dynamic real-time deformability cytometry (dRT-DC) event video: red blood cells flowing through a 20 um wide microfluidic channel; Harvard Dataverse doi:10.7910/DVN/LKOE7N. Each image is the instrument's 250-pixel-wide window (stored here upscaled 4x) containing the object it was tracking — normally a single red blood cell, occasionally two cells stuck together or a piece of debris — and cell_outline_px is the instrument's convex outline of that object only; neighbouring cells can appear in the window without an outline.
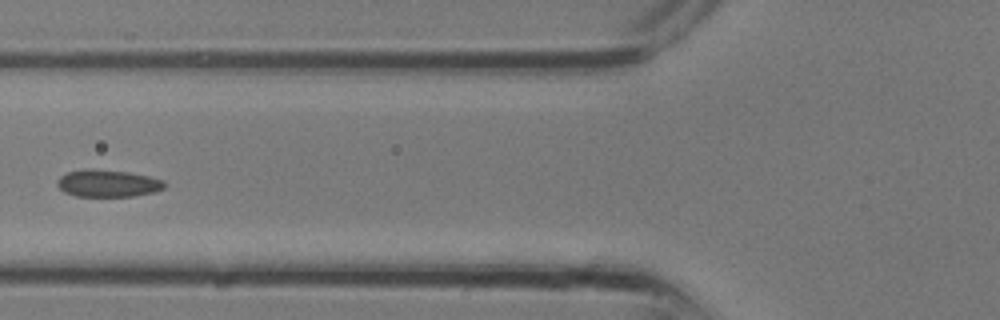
{"species": "common noctule bat (a hibernating species)", "species_latin": "Nyctalus noctula", "temperature_condition": "room temperature", "stored_images_in_passage": 23, "camera_frame_rate_fps": 3000, "um_per_image_px": 0.085, "animal": {"sex": "male", "body_mass_g": 13.3}, "frame": {"image": 1, "passage_image": 8, "time_ms": 2.333, "image_size_px": [1000, 320], "cell_outline_px": [[168, 184], [164, 188], [152, 192], [132, 196], [76, 196], [64, 192], [56, 184], [56, 180], [60, 176], [68, 172], [84, 168], [92, 168], [128, 172], [148, 176], [164, 180]], "centroid_in_image_um": [9.15, 15.57], "position_along_channel_um": 116.7, "area_um2": 17.11}}
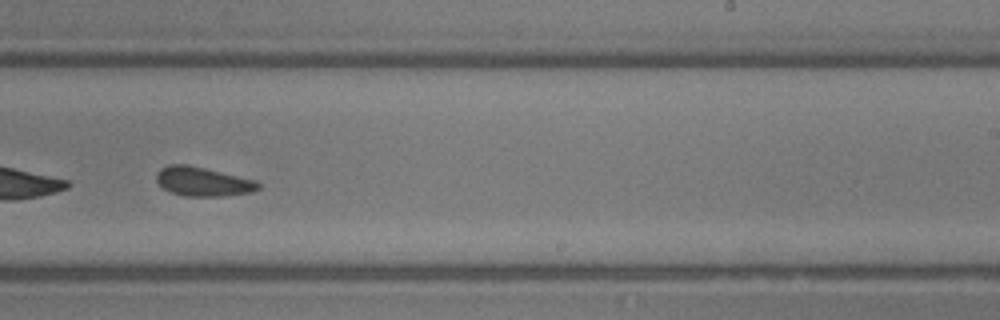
{"frame": {"image": 2, "passage_image": 15, "time_ms": 4.667, "image_size_px": [1000, 320], "cell_outline_px": [[260, 188], [252, 192], [224, 196], [184, 196], [172, 192], [164, 188], [156, 180], [156, 172], [160, 168], [168, 164], [188, 164], [256, 180], [260, 184]], "centroid_in_image_um": [17.24, 15.42], "position_along_channel_um": 271.8, "area_um2": 17.34}}
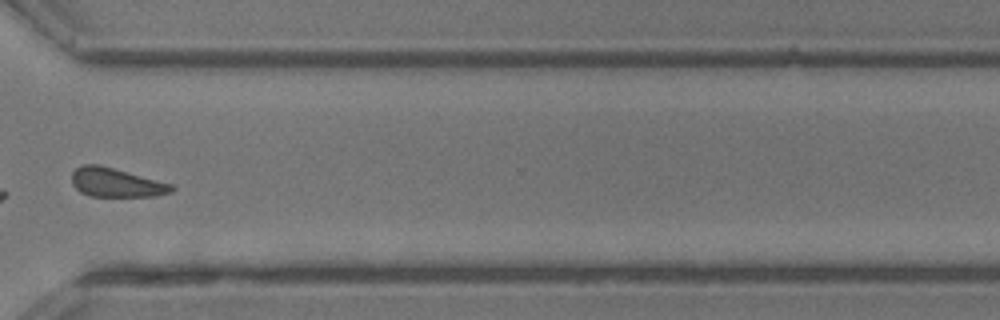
{"frame": {"image": 3, "passage_image": 19, "time_ms": 6.0, "image_size_px": [1000, 320], "cell_outline_px": [[176, 188], [172, 192], [152, 196], [88, 196], [80, 192], [72, 184], [72, 172], [76, 168], [84, 164], [100, 164], [172, 184]], "centroid_in_image_um": [9.85, 15.51], "position_along_channel_um": 360.7, "area_um2": 16.88}}